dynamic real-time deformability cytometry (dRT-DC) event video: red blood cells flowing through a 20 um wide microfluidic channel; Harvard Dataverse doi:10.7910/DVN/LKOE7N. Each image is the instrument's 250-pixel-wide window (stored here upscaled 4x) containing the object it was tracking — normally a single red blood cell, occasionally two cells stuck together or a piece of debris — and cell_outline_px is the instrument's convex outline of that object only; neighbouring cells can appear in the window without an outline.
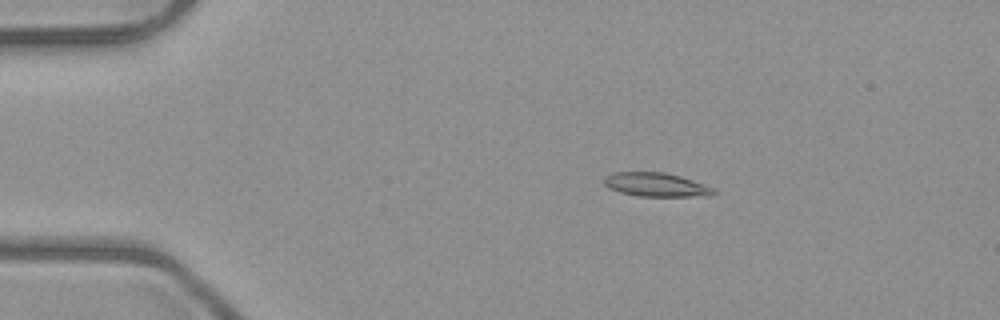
{"species": "common noctule bat (a hibernating species)", "species_latin": "Nyctalus noctula", "temperature_condition": "room temperature", "stored_images_in_passage": 7, "camera_frame_rate_fps": 3000, "um_per_image_px": 0.085, "animal": {"sex": "male", "body_mass_g": 23.1, "forearm_length_mm": 52.7}, "frame": {"image": 1, "passage_image": 3, "time_ms": 2.333, "image_size_px": [1000, 320], "cell_outline_px": [[716, 192], [712, 196], [640, 196], [620, 192], [608, 188], [604, 184], [604, 176], [612, 172], [664, 172], [680, 176], [716, 188]], "centroid_in_image_um": [55.77, 15.7], "position_along_channel_um": 29.2, "area_um2": 15.32}}
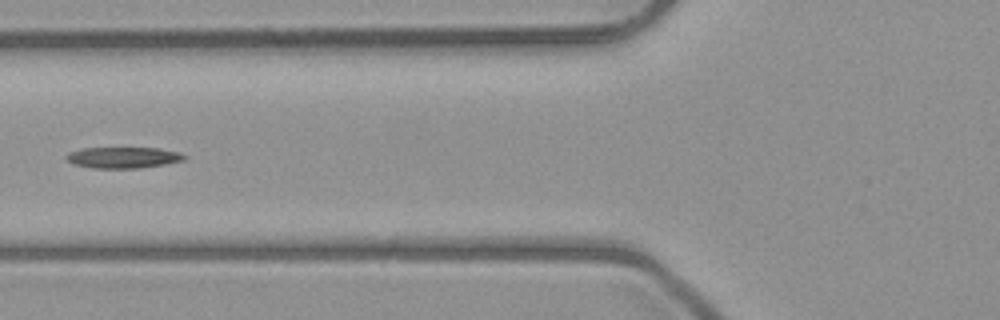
{"frame": {"image": 2, "passage_image": 6, "time_ms": 6.0, "image_size_px": [1000, 320], "cell_outline_px": [[188, 156], [184, 160], [164, 164], [140, 168], [92, 168], [76, 164], [68, 160], [64, 156], [68, 152], [80, 148], [160, 148], [180, 152]], "centroid_in_image_um": [10.49, 13.38], "position_along_channel_um": 115.3, "area_um2": 14.57}}
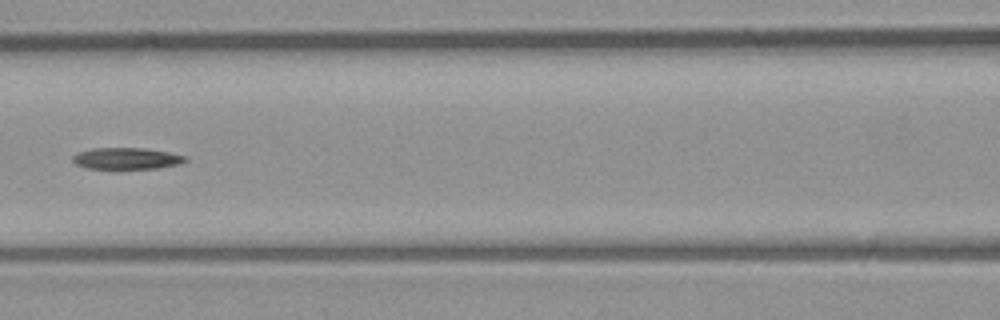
{"frame": {"image": 3, "passage_image": 7, "time_ms": 7.0, "image_size_px": [1000, 320], "cell_outline_px": [[188, 160], [180, 164], [156, 168], [84, 168], [76, 164], [72, 160], [72, 156], [76, 152], [92, 148], [140, 148], [168, 152], [188, 156]], "centroid_in_image_um": [10.74, 13.46], "position_along_channel_um": 155.9, "area_um2": 14.1}}